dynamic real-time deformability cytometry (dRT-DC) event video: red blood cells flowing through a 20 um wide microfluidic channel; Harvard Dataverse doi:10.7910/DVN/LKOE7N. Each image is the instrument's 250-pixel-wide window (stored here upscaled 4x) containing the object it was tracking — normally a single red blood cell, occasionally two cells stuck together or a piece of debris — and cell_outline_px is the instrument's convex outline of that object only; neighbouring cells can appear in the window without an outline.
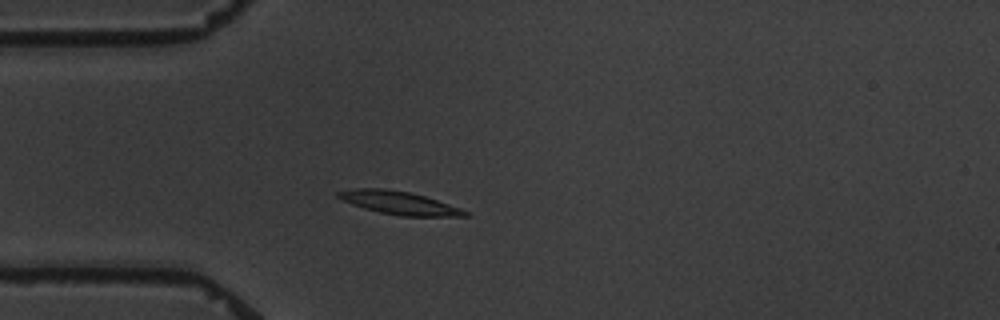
{"species": "common noctule bat (a hibernating species)", "species_latin": "Nyctalus noctula", "temperature_condition": "warm", "stored_images_in_passage": 2, "camera_frame_rate_fps": 3000, "um_per_image_px": 0.085, "animal": {"sex": "male", "body_mass_g": 19.5, "forearm_length_mm": 54.6}, "frame": {"image": 1, "passage_image": 2, "time_ms": 2.0, "image_size_px": [1000, 320], "cell_outline_px": [[472, 216], [400, 216], [380, 212], [364, 208], [352, 204], [336, 196], [336, 192], [356, 188], [384, 188], [408, 192], [424, 196], [460, 208], [468, 212]], "centroid_in_image_um": [33.92, 17.24], "position_along_channel_um": 51.1, "area_um2": 16.82}}